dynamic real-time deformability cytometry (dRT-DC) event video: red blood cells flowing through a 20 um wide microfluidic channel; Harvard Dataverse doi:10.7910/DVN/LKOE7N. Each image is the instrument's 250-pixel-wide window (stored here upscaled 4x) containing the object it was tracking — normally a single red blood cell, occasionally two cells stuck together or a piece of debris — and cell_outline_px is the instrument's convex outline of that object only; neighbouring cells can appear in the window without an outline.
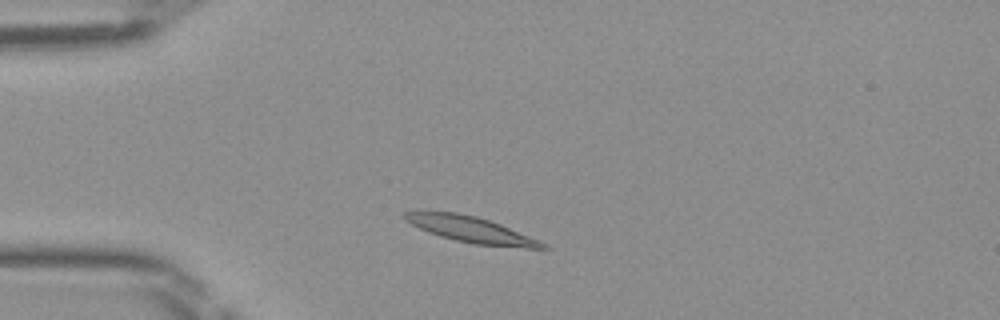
{"species": "Egyptian fruit bat (a non-hibernating species)", "species_latin": "Rousettus aegyptiacus", "temperature_condition": "room temperature", "stored_images_in_passage": 42, "camera_frame_rate_fps": 3000, "um_per_image_px": 0.085, "frame": {"image": 1, "passage_image": 6, "time_ms": 1.667, "image_size_px": [1000, 320], "cell_outline_px": [[552, 248], [528, 248], [472, 244], [440, 236], [428, 232], [404, 220], [400, 216], [404, 212], [456, 212], [476, 216], [500, 224], [540, 240], [548, 244]], "centroid_in_image_um": [40.07, 19.52], "position_along_channel_um": 44.9, "area_um2": 20.75}}
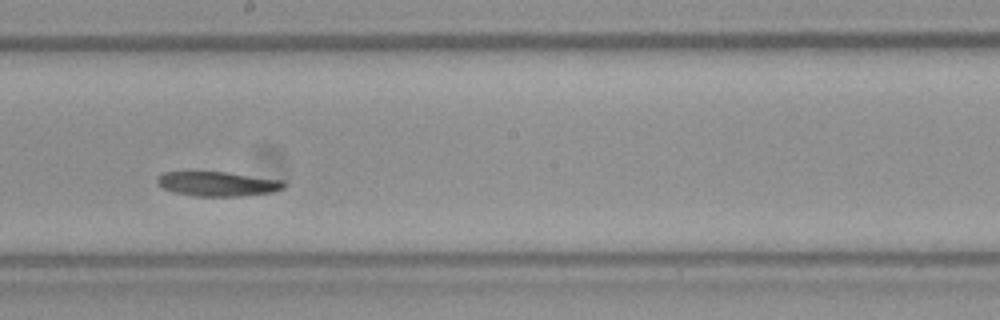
{"frame": {"image": 2, "passage_image": 21, "time_ms": 6.667, "image_size_px": [1000, 320], "cell_outline_px": [[288, 184], [284, 188], [272, 192], [240, 196], [196, 196], [176, 192], [164, 188], [156, 184], [156, 176], [164, 172], [228, 172], [284, 180]], "centroid_in_image_um": [18.53, 15.62], "position_along_channel_um": 229.7, "area_um2": 18.21}}
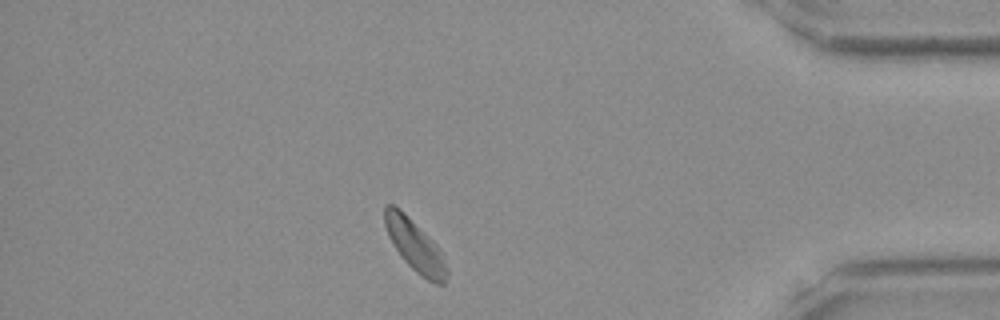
{"frame": {"image": 3, "passage_image": 36, "time_ms": 11.667, "image_size_px": [1000, 320], "cell_outline_px": [[448, 272], [444, 284], [436, 284], [428, 280], [416, 272], [404, 260], [388, 236], [384, 224], [384, 204], [392, 204], [400, 208], [436, 244], [448, 268]], "centroid_in_image_um": [35.25, 20.86], "position_along_channel_um": 399.9, "area_um2": 18.38}}